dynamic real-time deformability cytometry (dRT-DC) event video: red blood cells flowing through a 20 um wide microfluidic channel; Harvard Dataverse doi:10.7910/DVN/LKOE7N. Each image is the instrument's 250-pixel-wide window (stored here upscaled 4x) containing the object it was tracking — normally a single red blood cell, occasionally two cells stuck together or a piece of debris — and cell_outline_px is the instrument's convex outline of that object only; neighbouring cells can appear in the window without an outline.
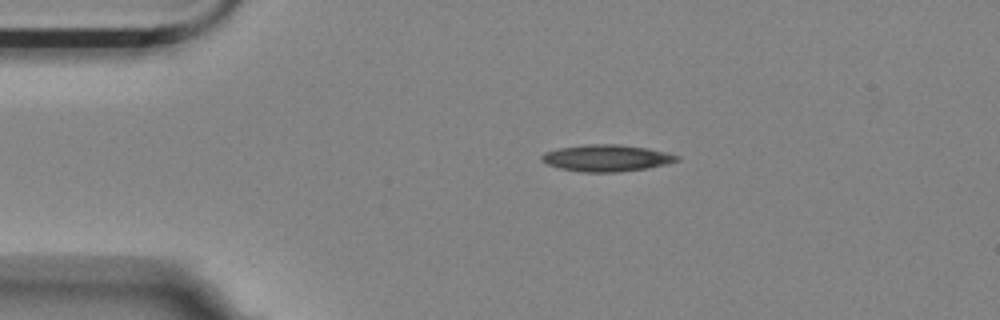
{"species": "Egyptian fruit bat (a non-hibernating species)", "species_latin": "Rousettus aegyptiacus", "temperature_condition": "room temperature", "stored_images_in_passage": 46, "camera_frame_rate_fps": 3000, "um_per_image_px": 0.085, "animal": {"sex": "female"}, "frame": {"image": 1, "passage_image": 1, "time_ms": 0.0, "image_size_px": [1000, 320], "cell_outline_px": [[680, 160], [648, 168], [616, 172], [580, 172], [560, 168], [548, 164], [540, 160], [540, 156], [544, 152], [560, 148], [584, 144], [616, 144], [648, 148], [680, 156]], "centroid_in_image_um": [51.53, 13.43], "position_along_channel_um": 33.5, "area_um2": 20.98}}
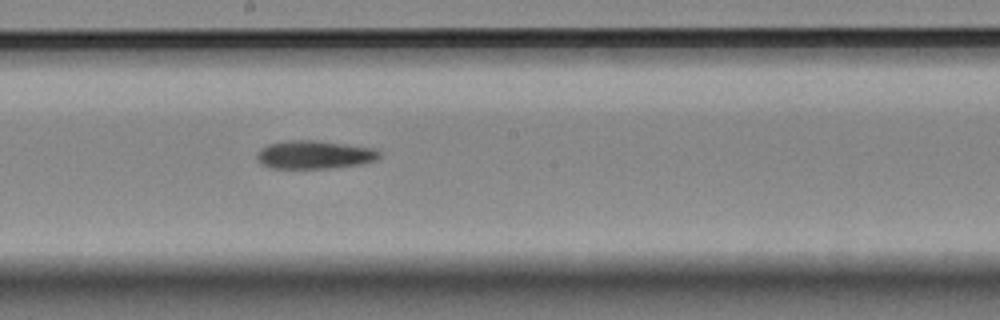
{"frame": {"image": 2, "passage_image": 20, "time_ms": 6.333, "image_size_px": [1000, 320], "cell_outline_px": [[380, 156], [376, 160], [360, 164], [328, 168], [272, 168], [260, 164], [256, 160], [256, 152], [260, 148], [268, 144], [288, 140], [320, 140], [376, 148], [380, 152]], "centroid_in_image_um": [26.7, 13.14], "position_along_channel_um": 221.5, "area_um2": 20.46}}
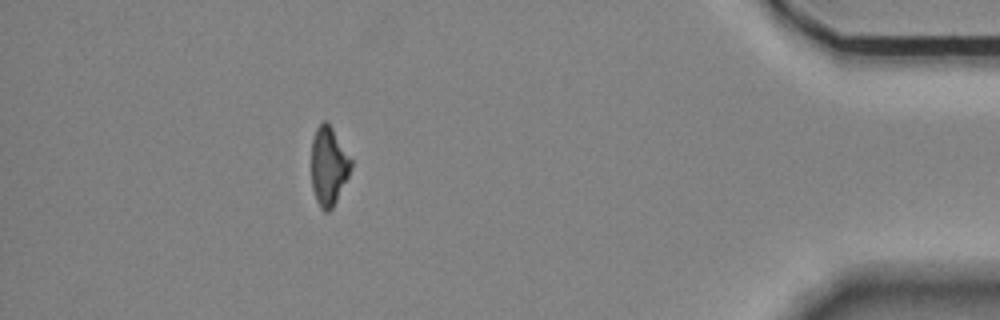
{"frame": {"image": 3, "passage_image": 40, "time_ms": 13.0, "image_size_px": [1000, 320], "cell_outline_px": [[352, 168], [332, 208], [328, 212], [324, 212], [320, 208], [316, 200], [312, 188], [312, 140], [316, 128], [324, 120], [328, 120], [352, 160]], "centroid_in_image_um": [27.93, 14.09], "position_along_channel_um": 407.3, "area_um2": 18.15}, "authors_computed_cell_mechanics": {"area_um2": 20.2011, "velocity_mm_per_s": 3.5517, "shape_relaxation_time_tau1_ms": 5.7569, "shape_relaxation_time_tau2_ms": null, "deformation_change_tau1": 0.1373, "deformation_change_tau2": null}}